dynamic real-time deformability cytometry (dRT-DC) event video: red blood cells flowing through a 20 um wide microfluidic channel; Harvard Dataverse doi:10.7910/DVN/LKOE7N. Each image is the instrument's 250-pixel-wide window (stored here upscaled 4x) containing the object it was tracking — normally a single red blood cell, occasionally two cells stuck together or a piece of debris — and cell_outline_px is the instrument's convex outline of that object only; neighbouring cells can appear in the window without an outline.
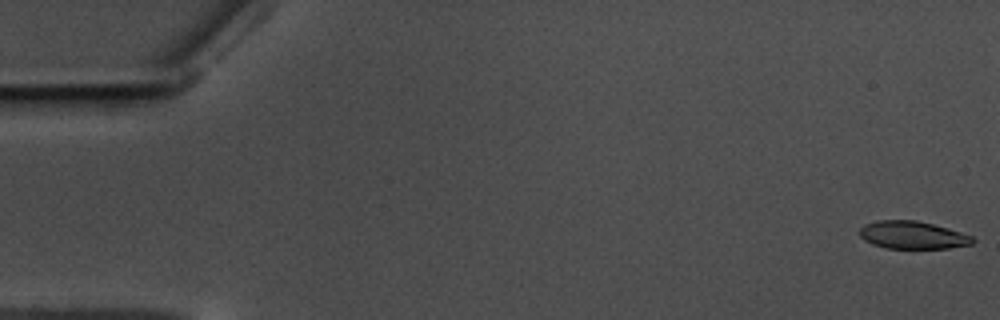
{"species": "common noctule bat (a hibernating species)", "species_latin": "Nyctalus noctula", "temperature_condition": "warm", "stored_images_in_passage": 9, "camera_frame_rate_fps": 3000, "um_per_image_px": 0.085, "animal": {"sex": "male", "body_mass_g": 17.5, "forearm_length_mm": 52.3}, "frame": {"image": 1, "passage_image": 1, "time_ms": 0.0, "image_size_px": [1000, 320], "cell_outline_px": [[976, 240], [972, 244], [948, 248], [888, 248], [872, 244], [864, 240], [856, 232], [864, 224], [876, 220], [916, 220], [948, 228], [972, 236]], "centroid_in_image_um": [77.53, 19.97], "position_along_channel_um": 7.5, "area_um2": 18.32}}